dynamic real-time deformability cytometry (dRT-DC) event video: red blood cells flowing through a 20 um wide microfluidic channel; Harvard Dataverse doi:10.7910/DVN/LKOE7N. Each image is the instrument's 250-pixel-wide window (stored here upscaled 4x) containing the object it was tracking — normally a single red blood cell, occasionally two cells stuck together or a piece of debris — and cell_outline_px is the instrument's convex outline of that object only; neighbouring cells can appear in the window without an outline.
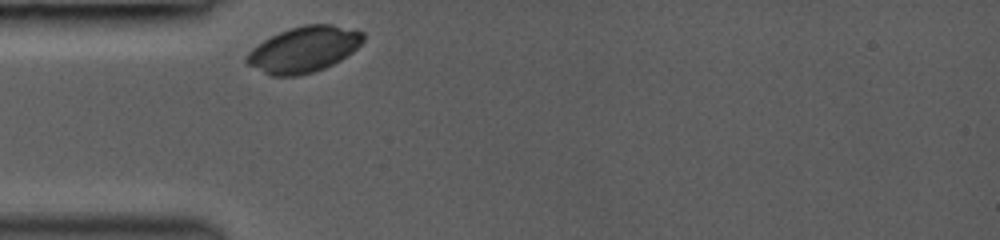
{"species": "common noctule bat (a hibernating species)", "species_latin": "Nyctalus noctula", "temperature_condition": "room temperature", "stored_images_in_passage": 1, "camera_frame_rate_fps": 3000, "um_per_image_px": 0.085, "animal": {"sex": "female", "body_mass_g": 19.0, "forearm_length_mm": 53.3}, "frame": {"image": 1, "passage_image": 1, "time_ms": 0.0, "image_size_px": [1000, 240], "cell_outline_px": [[364, 40], [352, 52], [340, 60], [324, 68], [312, 72], [296, 76], [268, 76], [248, 64], [244, 60], [248, 52], [252, 48], [264, 40], [280, 32], [304, 24], [332, 24], [364, 32]], "centroid_in_image_um": [25.81, 4.21], "position_along_channel_um": 59.2, "area_um2": 30.92}}